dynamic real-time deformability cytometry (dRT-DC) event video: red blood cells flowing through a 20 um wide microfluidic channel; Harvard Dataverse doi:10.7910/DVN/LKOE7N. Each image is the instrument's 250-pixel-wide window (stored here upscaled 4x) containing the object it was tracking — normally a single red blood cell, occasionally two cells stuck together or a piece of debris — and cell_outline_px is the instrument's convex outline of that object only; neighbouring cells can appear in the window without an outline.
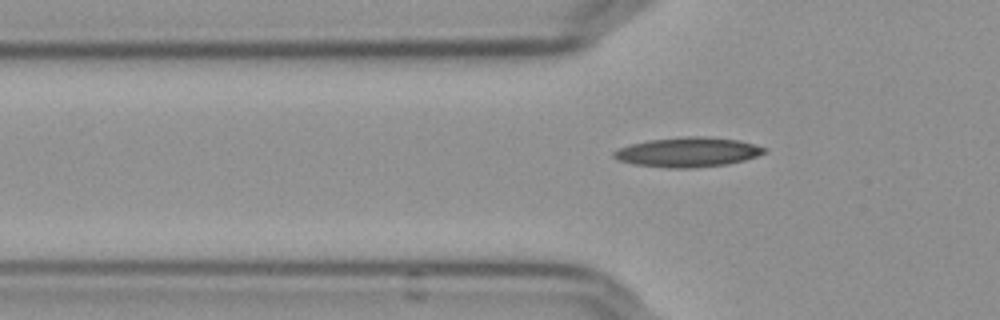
{"species": "Egyptian fruit bat (a non-hibernating species)", "species_latin": "Rousettus aegyptiacus", "temperature_condition": "cold", "stored_images_in_passage": 39, "camera_frame_rate_fps": 3000, "um_per_image_px": 0.085, "frame": {"image": 1, "passage_image": 4, "time_ms": 1.0, "image_size_px": [1000, 320], "cell_outline_px": [[768, 148], [764, 152], [756, 156], [744, 160], [728, 164], [692, 168], [668, 168], [632, 164], [620, 160], [612, 156], [612, 152], [620, 148], [632, 144], [648, 140], [684, 136], [708, 136], [736, 140]], "centroid_in_image_um": [58.45, 12.93], "position_along_channel_um": 67.4, "area_um2": 25.89}}
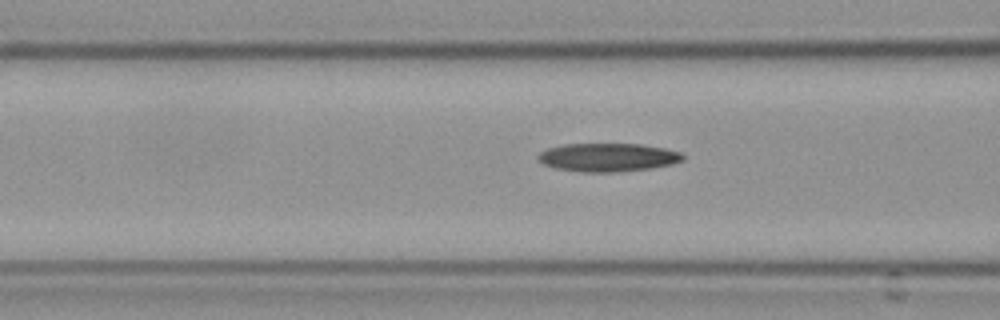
{"frame": {"image": 2, "passage_image": 8, "time_ms": 2.333, "image_size_px": [1000, 320], "cell_outline_px": [[684, 160], [672, 164], [648, 168], [612, 172], [584, 172], [556, 168], [544, 164], [536, 156], [540, 152], [548, 148], [564, 144], [640, 144], [664, 148], [680, 152], [684, 156]], "centroid_in_image_um": [51.67, 13.37], "position_along_channel_um": 114.9, "area_um2": 23.7}}
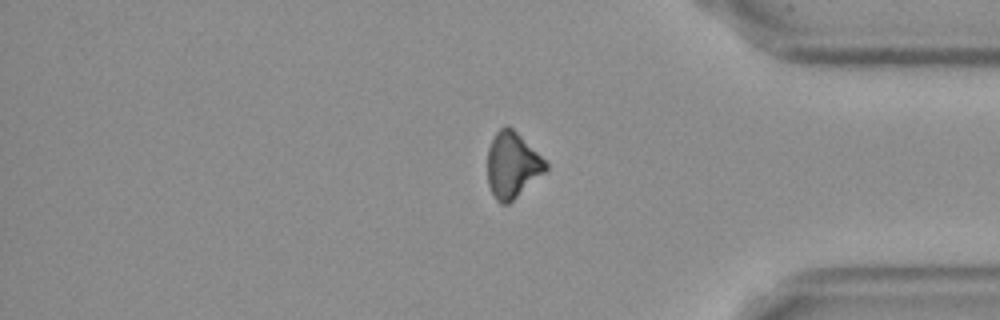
{"frame": {"image": 3, "passage_image": 32, "time_ms": 10.333, "image_size_px": [1000, 320], "cell_outline_px": [[548, 168], [544, 172], [508, 204], [500, 204], [496, 200], [488, 184], [488, 148], [496, 132], [504, 124], [508, 124], [548, 164]], "centroid_in_image_um": [43.51, 14.03], "position_along_channel_um": 391.7, "area_um2": 21.85}}